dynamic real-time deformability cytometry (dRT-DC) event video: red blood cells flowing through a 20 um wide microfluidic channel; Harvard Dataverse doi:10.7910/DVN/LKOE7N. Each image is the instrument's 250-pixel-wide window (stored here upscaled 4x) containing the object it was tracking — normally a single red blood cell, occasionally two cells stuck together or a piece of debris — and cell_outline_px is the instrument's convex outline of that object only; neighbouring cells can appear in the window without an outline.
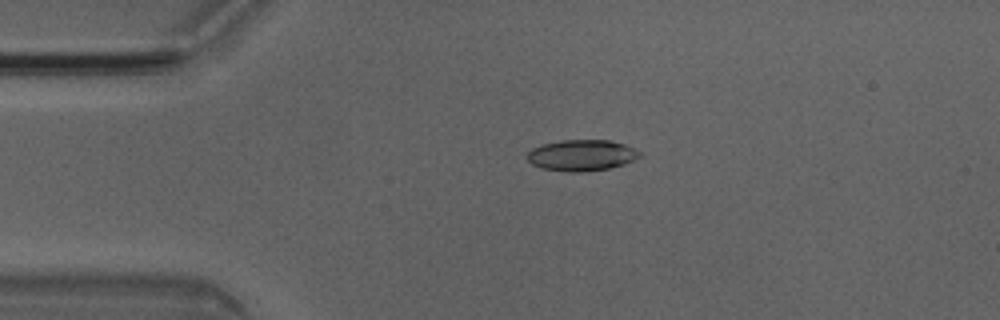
{"species": "Egyptian fruit bat (a non-hibernating species)", "species_latin": "Rousettus aegyptiacus", "temperature_condition": "room temperature", "stored_images_in_passage": 40, "camera_frame_rate_fps": 3000, "um_per_image_px": 0.085, "animal": {"sex": "male"}, "frame": {"image": 1, "passage_image": 1, "time_ms": 0.0, "image_size_px": [1000, 320], "cell_outline_px": [[640, 156], [624, 164], [608, 168], [580, 172], [568, 172], [544, 168], [532, 164], [528, 160], [528, 152], [532, 148], [544, 144], [560, 140], [608, 140], [624, 144], [640, 152]], "centroid_in_image_um": [49.42, 13.19], "position_along_channel_um": 35.6, "area_um2": 20.06}}
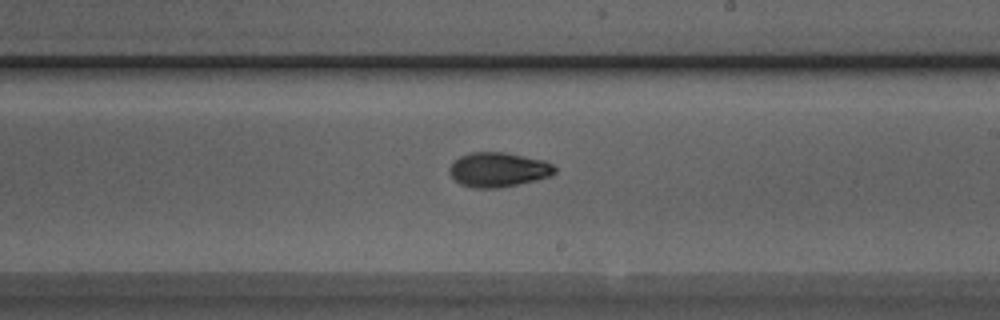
{"frame": {"image": 2, "passage_image": 19, "time_ms": 6.0, "image_size_px": [1000, 320], "cell_outline_px": [[556, 172], [552, 176], [536, 180], [496, 188], [472, 188], [460, 184], [448, 172], [448, 168], [460, 156], [468, 152], [504, 152], [544, 160], [552, 164], [556, 168]], "centroid_in_image_um": [42.35, 14.42], "position_along_channel_um": 246.6, "area_um2": 21.21}}
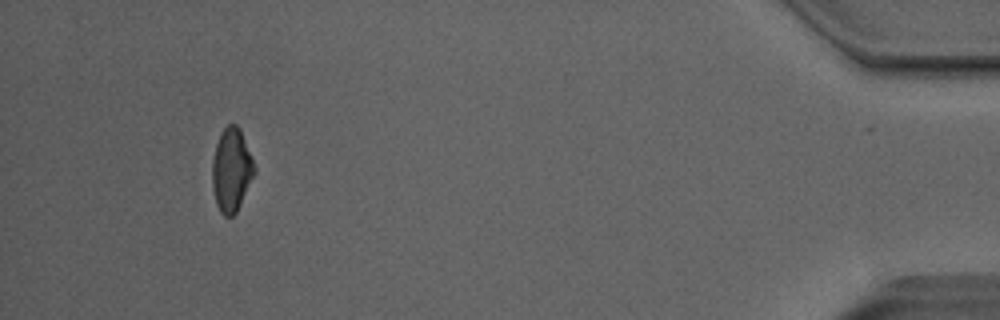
{"frame": {"image": 3, "passage_image": 37, "time_ms": 12.0, "image_size_px": [1000, 320], "cell_outline_px": [[256, 172], [236, 212], [232, 216], [224, 216], [220, 212], [216, 204], [212, 188], [212, 160], [216, 144], [220, 132], [228, 124], [236, 124], [240, 128], [256, 168]], "centroid_in_image_um": [19.66, 14.44], "position_along_channel_um": 415.5, "area_um2": 20.58}, "authors_computed_cell_mechanics": {"area_um2": 20.6346, "velocity_mm_per_s": 4.0619, "shape_relaxation_time_tau1_ms": 4.3578, "shape_relaxation_time_tau2_ms": 4.6801, "deformation_change_tau1": 0.159, "deformation_change_tau2": 0.0961}}